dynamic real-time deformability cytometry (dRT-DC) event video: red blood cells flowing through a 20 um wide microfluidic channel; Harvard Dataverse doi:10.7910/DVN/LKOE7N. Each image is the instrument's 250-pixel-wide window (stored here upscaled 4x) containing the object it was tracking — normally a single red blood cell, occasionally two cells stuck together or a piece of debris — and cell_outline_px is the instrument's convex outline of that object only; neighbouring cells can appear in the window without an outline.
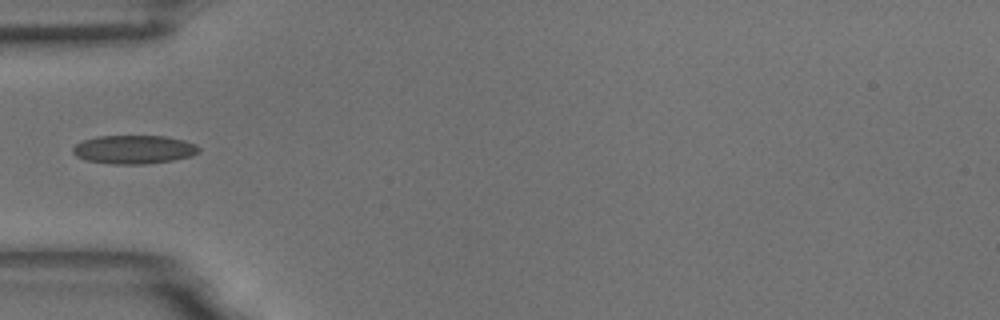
{"species": "common noctule bat (a hibernating species)", "species_latin": "Nyctalus noctula", "temperature_condition": "room temperature", "stored_images_in_passage": 1, "camera_frame_rate_fps": 3000, "um_per_image_px": 0.085, "animal": {"sex": "male", "body_mass_g": 18.8}, "frame": {"image": 1, "passage_image": 1, "time_ms": 0.0, "image_size_px": [1000, 320], "cell_outline_px": [[200, 152], [192, 156], [172, 160], [144, 164], [112, 164], [88, 160], [76, 156], [72, 152], [72, 148], [76, 144], [84, 140], [96, 136], [164, 136], [184, 140], [196, 144], [200, 148]], "centroid_in_image_um": [11.4, 12.7], "position_along_channel_um": 73.6, "area_um2": 20.98}}